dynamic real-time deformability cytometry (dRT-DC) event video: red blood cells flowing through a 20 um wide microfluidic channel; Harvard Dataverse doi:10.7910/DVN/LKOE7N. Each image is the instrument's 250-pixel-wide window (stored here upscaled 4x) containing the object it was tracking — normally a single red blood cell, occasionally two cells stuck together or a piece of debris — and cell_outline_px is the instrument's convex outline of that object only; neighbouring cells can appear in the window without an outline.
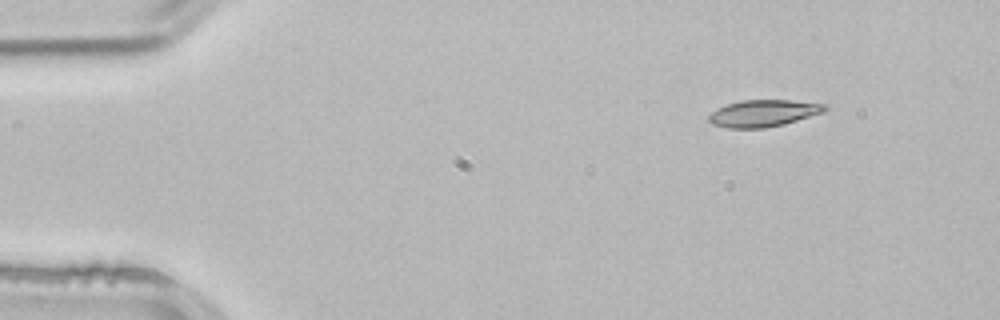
{"species": "common noctule bat (a hibernating species)", "species_latin": "Nyctalus noctula", "temperature_condition": "room temperature", "stored_images_in_passage": 3, "camera_frame_rate_fps": 3000, "um_per_image_px": 0.085, "animal": {"sex": "male", "body_mass_g": 21.5, "forearm_length_mm": 52.0}, "frame": {"image": 1, "passage_image": 3, "time_ms": 0.667, "image_size_px": [1000, 320], "cell_outline_px": [[828, 108], [824, 112], [784, 124], [764, 128], [728, 128], [712, 124], [708, 120], [708, 116], [712, 112], [728, 104], [744, 100], [792, 100], [828, 104]], "centroid_in_image_um": [64.93, 9.62], "position_along_channel_um": 20.1, "area_um2": 18.09}}